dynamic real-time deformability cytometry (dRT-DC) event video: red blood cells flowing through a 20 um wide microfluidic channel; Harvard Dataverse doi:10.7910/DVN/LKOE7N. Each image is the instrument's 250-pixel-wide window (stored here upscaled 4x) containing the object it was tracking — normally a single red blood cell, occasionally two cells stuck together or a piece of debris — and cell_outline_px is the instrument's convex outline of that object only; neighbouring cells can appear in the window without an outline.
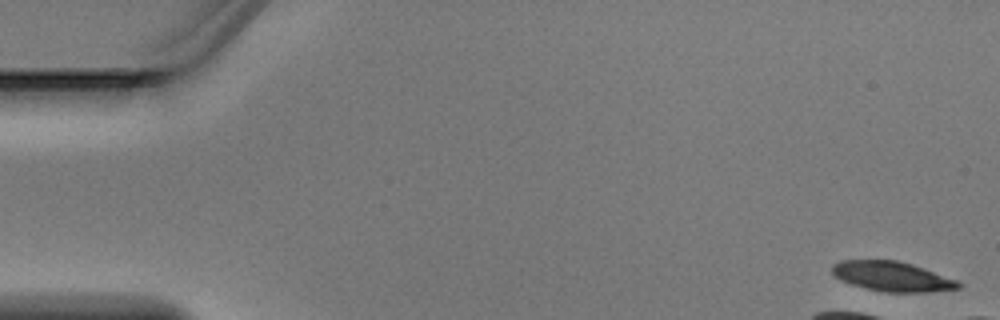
{"species": "Egyptian fruit bat (a non-hibernating species)", "species_latin": "Rousettus aegyptiacus", "temperature_condition": "warm", "stored_images_in_passage": 4, "camera_frame_rate_fps": 3000, "um_per_image_px": 0.085, "animal": {"sex": "male"}, "frame": {"image": 1, "passage_image": 1, "time_ms": 0.0, "image_size_px": [1000, 320], "cell_outline_px": [[964, 284], [960, 288], [928, 292], [888, 292], [868, 288], [852, 284], [840, 280], [832, 272], [832, 264], [840, 260], [896, 260], [912, 264], [924, 268], [956, 280]], "centroid_in_image_um": [75.84, 23.49], "position_along_channel_um": 9.2, "area_um2": 21.73}}